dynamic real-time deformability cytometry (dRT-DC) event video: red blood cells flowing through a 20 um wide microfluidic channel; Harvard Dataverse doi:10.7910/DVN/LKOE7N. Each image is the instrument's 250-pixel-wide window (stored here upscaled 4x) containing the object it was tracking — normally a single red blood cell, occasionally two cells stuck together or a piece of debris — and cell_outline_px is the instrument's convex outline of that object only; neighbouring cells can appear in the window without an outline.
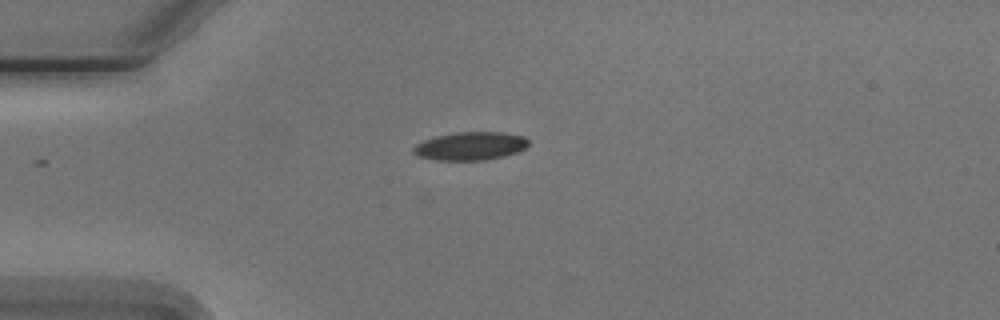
{"species": "Egyptian fruit bat (a non-hibernating species)", "species_latin": "Rousettus aegyptiacus", "temperature_condition": "cold", "stored_images_in_passage": 6, "camera_frame_rate_fps": 3000, "um_per_image_px": 0.085, "animal": {"sex": "male"}, "frame": {"image": 1, "passage_image": 1, "time_ms": 0.0, "image_size_px": [1000, 320], "cell_outline_px": [[528, 144], [524, 148], [516, 152], [504, 156], [484, 160], [432, 160], [416, 156], [412, 152], [412, 148], [416, 144], [424, 140], [436, 136], [456, 132], [500, 132], [524, 136], [528, 140]], "centroid_in_image_um": [39.93, 12.42], "position_along_channel_um": 45.1, "area_um2": 18.96}}
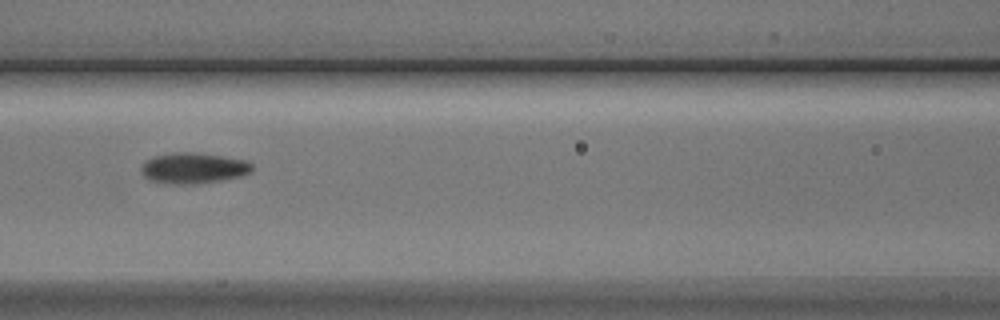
{"frame": {"image": 2, "passage_image": 4, "time_ms": 3.333, "image_size_px": [1000, 320], "cell_outline_px": [[252, 172], [240, 176], [220, 180], [192, 184], [176, 184], [152, 180], [144, 176], [140, 168], [152, 156], [172, 152], [196, 152], [224, 156], [248, 160], [252, 164]], "centroid_in_image_um": [16.48, 14.26], "position_along_channel_um": 150.1, "area_um2": 19.83}}
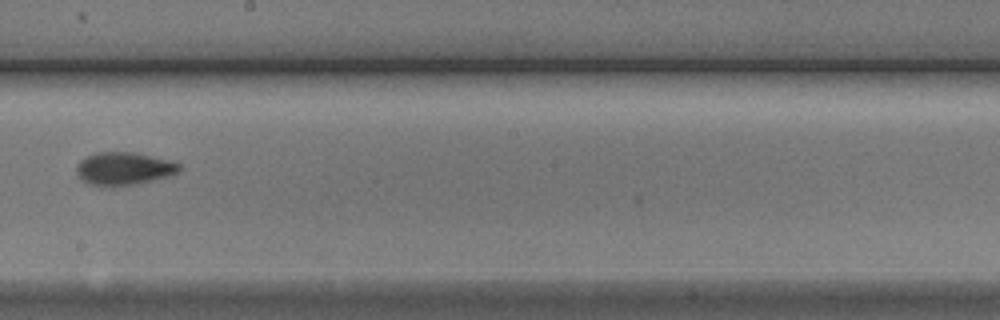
{"frame": {"image": 3, "passage_image": 6, "time_ms": 5.667, "image_size_px": [1000, 320], "cell_outline_px": [[180, 168], [176, 172], [168, 176], [152, 180], [132, 184], [92, 184], [84, 180], [76, 172], [76, 168], [80, 160], [96, 152], [132, 152], [180, 164]], "centroid_in_image_um": [10.5, 14.3], "position_along_channel_um": 237.7, "area_um2": 18.61}}